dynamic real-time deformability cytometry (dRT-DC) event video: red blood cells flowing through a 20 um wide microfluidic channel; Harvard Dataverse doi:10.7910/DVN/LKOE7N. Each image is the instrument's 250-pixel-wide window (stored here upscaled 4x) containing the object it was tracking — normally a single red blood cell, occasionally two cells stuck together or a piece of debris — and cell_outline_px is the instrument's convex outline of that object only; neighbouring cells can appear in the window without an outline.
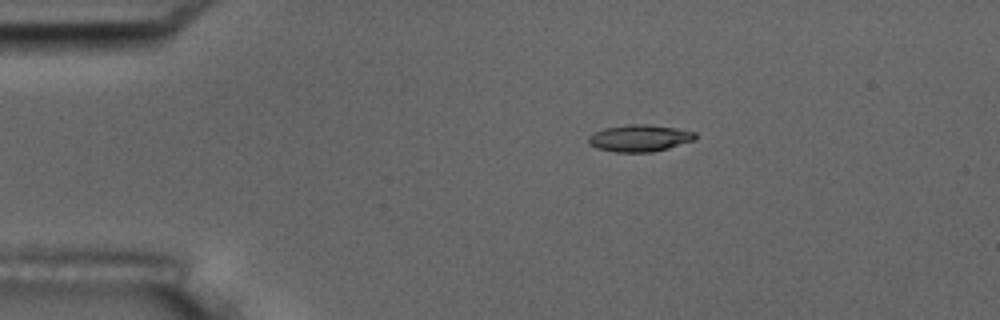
{"species": "common noctule bat (a hibernating species)", "species_latin": "Nyctalus noctula", "temperature_condition": "room temperature", "stored_images_in_passage": 6, "camera_frame_rate_fps": 3000, "um_per_image_px": 0.085, "animal": {"sex": "male", "body_mass_g": 17.5, "forearm_length_mm": 52.3}, "frame": {"image": 1, "passage_image": 3, "time_ms": 3.0, "image_size_px": [1000, 320], "cell_outline_px": [[696, 140], [668, 148], [652, 152], [616, 152], [596, 148], [588, 144], [588, 136], [592, 132], [604, 128], [628, 124], [644, 124], [676, 128], [696, 132]], "centroid_in_image_um": [54.34, 11.74], "position_along_channel_um": 30.7, "area_um2": 16.88}}